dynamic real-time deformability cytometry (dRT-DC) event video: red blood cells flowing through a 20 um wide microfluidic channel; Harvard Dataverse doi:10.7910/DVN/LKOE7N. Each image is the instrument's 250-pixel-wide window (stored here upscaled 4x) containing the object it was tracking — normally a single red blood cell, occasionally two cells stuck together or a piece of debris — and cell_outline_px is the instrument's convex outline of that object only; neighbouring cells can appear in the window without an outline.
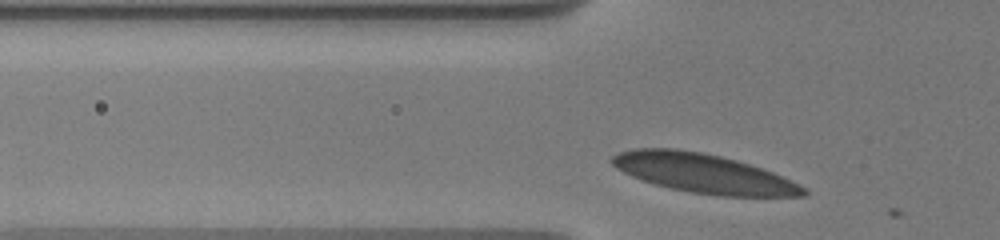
{"species": "human", "species_latin": "Homo sapiens", "temperature_condition": "warm", "stored_images_in_passage": 11, "camera_frame_rate_fps": 3000, "um_per_image_px": 0.085, "donor": {"sex": "male"}, "frame": {"image": 1, "passage_image": 2, "time_ms": 0.333, "image_size_px": [1000, 240], "cell_outline_px": [[808, 196], [716, 196], [692, 192], [672, 188], [656, 184], [632, 176], [616, 168], [608, 160], [612, 156], [620, 152], [632, 148], [676, 148], [704, 152], [736, 160], [772, 172], [804, 188], [808, 192]], "centroid_in_image_um": [59.74, 14.72], "position_along_channel_um": 66.1, "area_um2": 43.23}}
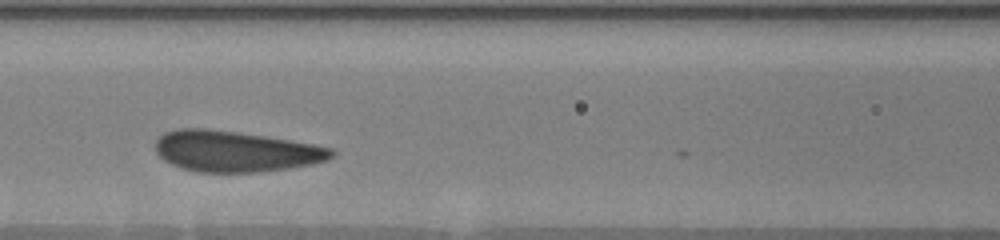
{"frame": {"image": 2, "passage_image": 7, "time_ms": 2.667, "image_size_px": [1000, 240], "cell_outline_px": [[336, 152], [328, 160], [312, 164], [288, 168], [260, 172], [196, 172], [180, 168], [164, 160], [156, 152], [156, 140], [164, 132], [176, 128], [208, 128], [264, 136], [312, 144], [332, 148]], "centroid_in_image_um": [19.98, 12.86], "position_along_channel_um": 146.6, "area_um2": 41.96}}
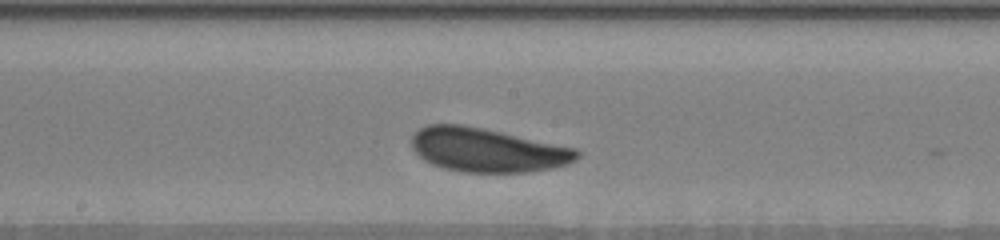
{"frame": {"image": 3, "passage_image": 10, "time_ms": 4.333, "image_size_px": [1000, 240], "cell_outline_px": [[580, 156], [576, 160], [568, 164], [552, 168], [528, 172], [464, 172], [432, 164], [424, 160], [412, 148], [412, 136], [420, 128], [428, 124], [464, 124], [576, 148], [580, 152]], "centroid_in_image_um": [41.44, 12.74], "position_along_channel_um": 206.8, "area_um2": 42.14}}